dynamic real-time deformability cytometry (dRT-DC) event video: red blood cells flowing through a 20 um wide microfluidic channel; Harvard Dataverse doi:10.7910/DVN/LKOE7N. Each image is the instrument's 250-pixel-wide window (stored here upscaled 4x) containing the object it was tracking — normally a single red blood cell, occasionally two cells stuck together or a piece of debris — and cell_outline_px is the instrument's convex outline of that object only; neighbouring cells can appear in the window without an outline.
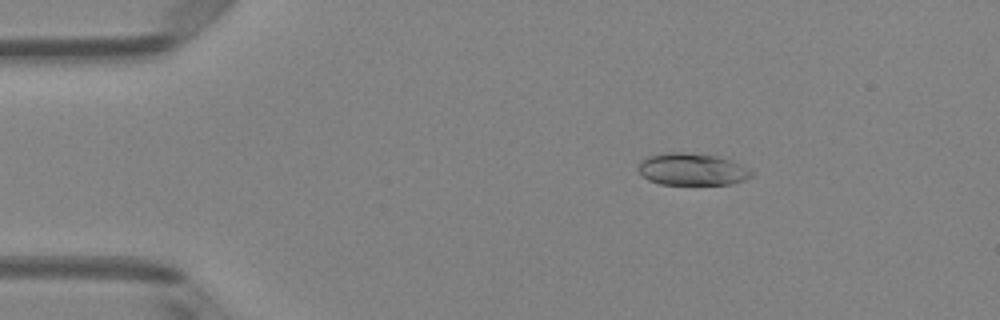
{"species": "Egyptian fruit bat (a non-hibernating species)", "species_latin": "Rousettus aegyptiacus", "temperature_condition": "room temperature", "stored_images_in_passage": 51, "camera_frame_rate_fps": 3000, "um_per_image_px": 0.085, "animal": {"sex": "female"}, "frame": {"image": 1, "passage_image": 9, "time_ms": 2.667, "image_size_px": [1000, 320], "cell_outline_px": [[756, 172], [752, 176], [744, 180], [732, 184], [660, 184], [648, 180], [636, 168], [640, 160], [648, 156], [664, 152], [684, 152], [716, 156], [740, 164]], "centroid_in_image_um": [58.81, 14.39], "position_along_channel_um": 26.2, "area_um2": 21.27}}
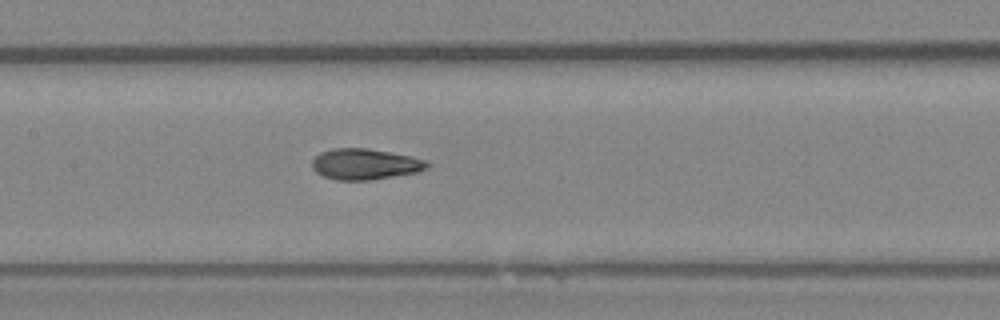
{"frame": {"image": 2, "passage_image": 25, "time_ms": 8.0, "image_size_px": [1000, 320], "cell_outline_px": [[432, 164], [428, 168], [420, 172], [368, 180], [336, 180], [324, 176], [316, 172], [312, 168], [312, 160], [320, 152], [332, 148], [368, 148], [412, 156], [428, 160]], "centroid_in_image_um": [31.08, 13.94], "position_along_channel_um": 176.3, "area_um2": 20.98}}
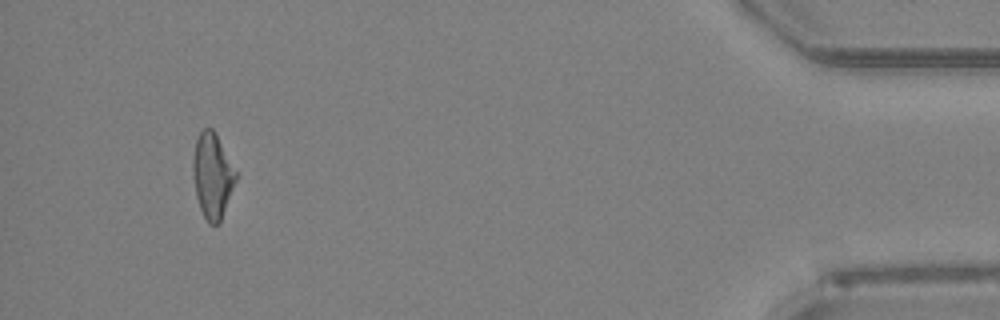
{"frame": {"image": 3, "passage_image": 48, "time_ms": 15.667, "image_size_px": [1000, 320], "cell_outline_px": [[236, 180], [220, 224], [208, 224], [200, 208], [196, 196], [192, 168], [192, 156], [196, 140], [200, 132], [204, 128], [212, 128], [236, 172]], "centroid_in_image_um": [18.03, 14.97], "position_along_channel_um": 417.2, "area_um2": 20.98}, "authors_computed_cell_mechanics": {"area_um2": 21.0392, "velocity_mm_per_s": 4.0367, "shape_relaxation_time_tau1_ms": 4.6569, "shape_relaxation_time_tau2_ms": 1.5558, "deformation_change_tau1": 0.1571, "deformation_change_tau2": 0.0744}}